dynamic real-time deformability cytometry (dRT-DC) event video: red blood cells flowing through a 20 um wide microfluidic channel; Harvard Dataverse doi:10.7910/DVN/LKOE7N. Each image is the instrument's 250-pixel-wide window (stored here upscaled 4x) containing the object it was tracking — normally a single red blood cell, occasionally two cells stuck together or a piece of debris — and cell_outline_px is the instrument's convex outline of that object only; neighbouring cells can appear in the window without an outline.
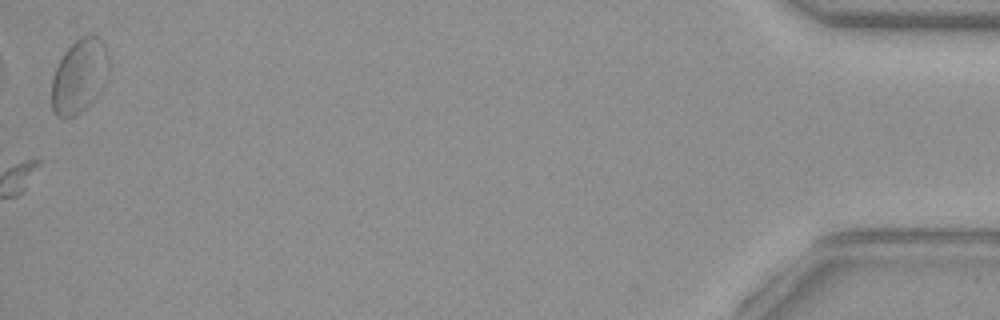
{"species": "common noctule bat (a hibernating species)", "species_latin": "Nyctalus noctula", "temperature_condition": "warm", "stored_images_in_passage": 41, "camera_frame_rate_fps": 3000, "um_per_image_px": 0.085, "animal": {"sex": "female", "body_mass_g": 29.2, "forearm_length_mm": 56.3}, "frame": {"image": 1, "passage_image": 41, "time_ms": 13.333, "image_size_px": [1000, 320], "cell_outline_px": [[108, 76], [104, 84], [96, 96], [76, 116], [56, 116], [52, 112], [52, 76], [64, 52], [76, 40], [84, 36], [100, 36], [104, 40], [108, 52]], "centroid_in_image_um": [6.75, 6.44], "position_along_channel_um": 428.4, "area_um2": 24.57}}